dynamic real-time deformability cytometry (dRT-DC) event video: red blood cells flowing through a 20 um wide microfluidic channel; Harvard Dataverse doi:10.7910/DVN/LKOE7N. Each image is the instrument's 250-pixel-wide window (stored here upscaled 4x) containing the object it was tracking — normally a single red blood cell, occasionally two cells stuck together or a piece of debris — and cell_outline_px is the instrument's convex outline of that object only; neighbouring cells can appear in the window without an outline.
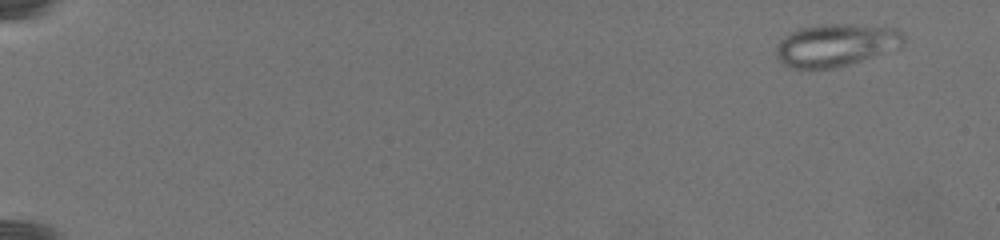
{"species": "common noctule bat (a hibernating species)", "species_latin": "Nyctalus noctula", "temperature_condition": "warm", "stored_images_in_passage": 58, "camera_frame_rate_fps": 3000, "um_per_image_px": 0.085, "animal": {"sex": "female", "body_mass_g": 19.5, "forearm_length_mm": 54.1}, "frame": {"image": 1, "passage_image": 3, "time_ms": 1.0, "image_size_px": [1000, 240], "cell_outline_px": [[904, 44], [900, 48], [848, 64], [832, 68], [792, 68], [784, 64], [776, 56], [776, 48], [780, 40], [784, 36], [800, 28], [824, 24], [848, 24], [896, 28], [904, 36]], "centroid_in_image_um": [71.06, 3.82], "position_along_channel_um": 13.9, "area_um2": 31.33}}
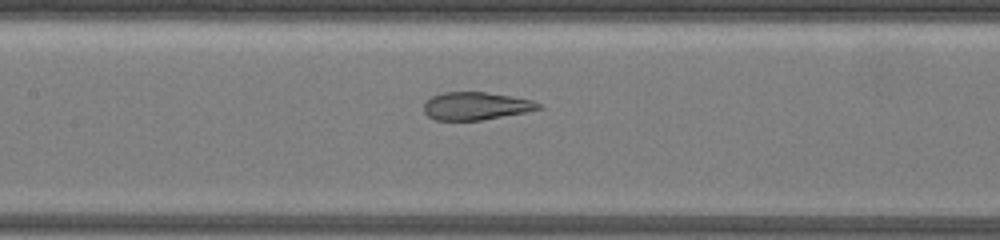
{"frame": {"image": 2, "passage_image": 30, "time_ms": 13.0, "image_size_px": [1000, 240], "cell_outline_px": [[544, 108], [524, 112], [480, 120], [436, 120], [428, 116], [424, 112], [424, 104], [432, 96], [444, 92], [488, 92], [512, 96], [532, 100], [544, 104]], "centroid_in_image_um": [40.49, 9.0], "position_along_channel_um": 166.9, "area_um2": 18.55}}
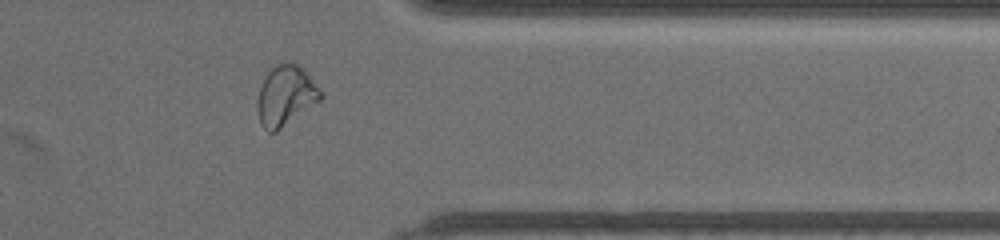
{"frame": {"image": 3, "passage_image": 48, "time_ms": 21.0, "image_size_px": [1000, 240], "cell_outline_px": [[324, 96], [320, 100], [276, 132], [268, 132], [260, 124], [256, 108], [256, 104], [260, 88], [268, 72], [276, 64], [288, 60], [292, 60], [308, 72], [324, 92]], "centroid_in_image_um": [24.3, 8.1], "position_along_channel_um": 387.1, "area_um2": 22.54}}